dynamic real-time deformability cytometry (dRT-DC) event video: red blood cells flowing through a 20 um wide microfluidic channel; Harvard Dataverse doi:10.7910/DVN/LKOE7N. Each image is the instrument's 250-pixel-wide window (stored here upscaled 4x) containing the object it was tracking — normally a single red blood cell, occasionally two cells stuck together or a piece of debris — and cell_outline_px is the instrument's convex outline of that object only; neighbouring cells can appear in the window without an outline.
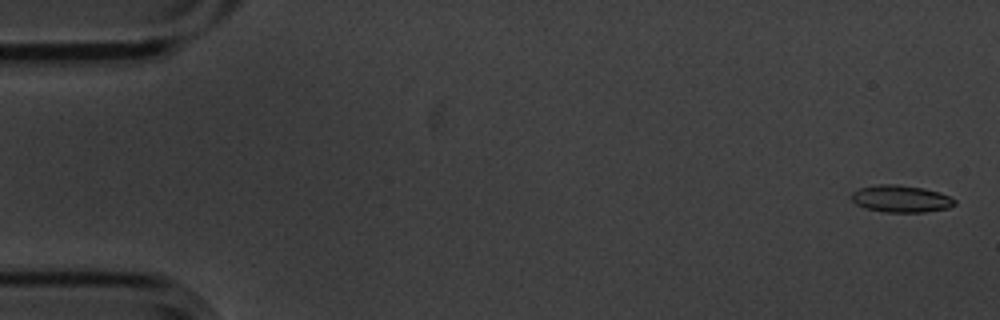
{"species": "common noctule bat (a hibernating species)", "species_latin": "Nyctalus noctula", "temperature_condition": "cold", "stored_images_in_passage": 6, "camera_frame_rate_fps": 3000, "um_per_image_px": 0.085, "animal": {"sex": "male", "body_mass_g": 20.1, "forearm_length_mm": 53.5}, "frame": {"image": 1, "passage_image": 1, "time_ms": 0.0, "image_size_px": [1000, 320], "cell_outline_px": [[956, 204], [948, 208], [924, 212], [884, 212], [864, 208], [856, 204], [848, 196], [852, 192], [860, 188], [880, 184], [896, 184], [924, 188], [948, 196], [956, 200]], "centroid_in_image_um": [76.53, 16.9], "position_along_channel_um": 8.5, "area_um2": 16.3}}